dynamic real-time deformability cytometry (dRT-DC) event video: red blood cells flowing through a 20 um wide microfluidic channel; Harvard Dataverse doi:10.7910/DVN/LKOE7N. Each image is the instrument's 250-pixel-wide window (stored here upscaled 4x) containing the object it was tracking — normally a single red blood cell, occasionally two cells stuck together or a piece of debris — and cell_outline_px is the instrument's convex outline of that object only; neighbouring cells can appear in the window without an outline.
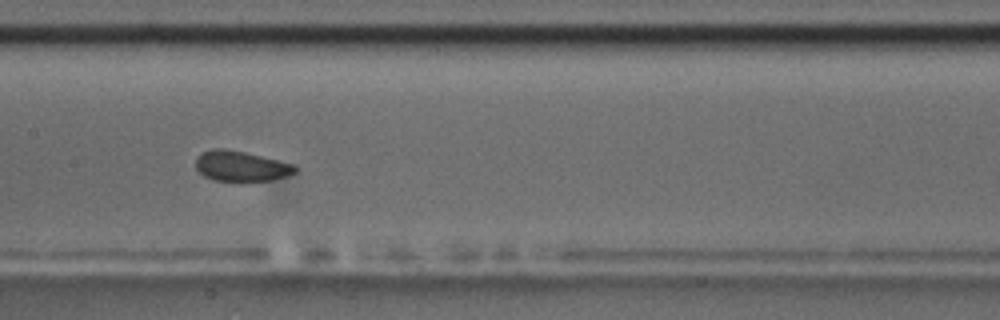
{"species": "common noctule bat (a hibernating species)", "species_latin": "Nyctalus noctula", "temperature_condition": "room temperature", "stored_images_in_passage": 4, "camera_frame_rate_fps": 3000, "um_per_image_px": 0.085, "animal": {"sex": "male", "body_mass_g": 17.5, "forearm_length_mm": 52.3}, "frame": {"image": 1, "passage_image": 4, "time_ms": 3.333, "image_size_px": [1000, 320], "cell_outline_px": [[296, 172], [272, 180], [212, 180], [204, 176], [196, 168], [196, 156], [200, 152], [212, 148], [224, 148], [244, 152], [292, 164], [296, 168]], "centroid_in_image_um": [20.4, 14.1], "position_along_channel_um": 187.0, "area_um2": 17.22}}